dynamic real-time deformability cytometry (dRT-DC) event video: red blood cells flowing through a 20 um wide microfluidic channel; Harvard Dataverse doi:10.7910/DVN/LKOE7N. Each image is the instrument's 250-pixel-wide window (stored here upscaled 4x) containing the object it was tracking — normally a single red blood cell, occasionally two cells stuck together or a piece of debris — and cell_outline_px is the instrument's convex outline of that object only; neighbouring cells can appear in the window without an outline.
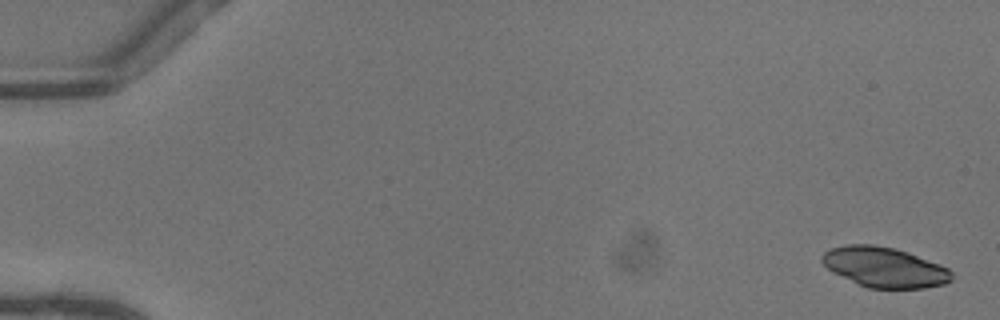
{"species": "common noctule bat (a hibernating species)", "species_latin": "Nyctalus noctula", "temperature_condition": "warm", "stored_images_in_passage": 50, "camera_frame_rate_fps": 3000, "um_per_image_px": 0.085, "animal": {"sex": "female"}, "frame": {"image": 1, "passage_image": 1, "time_ms": 0.0, "image_size_px": [1000, 320], "cell_outline_px": [[952, 280], [944, 284], [924, 288], [868, 288], [832, 272], [820, 260], [820, 256], [824, 252], [832, 248], [848, 244], [872, 244], [896, 248], [908, 252], [940, 264], [948, 268], [952, 272]], "centroid_in_image_um": [75.18, 22.7], "position_along_channel_um": 9.8, "area_um2": 30.35}}
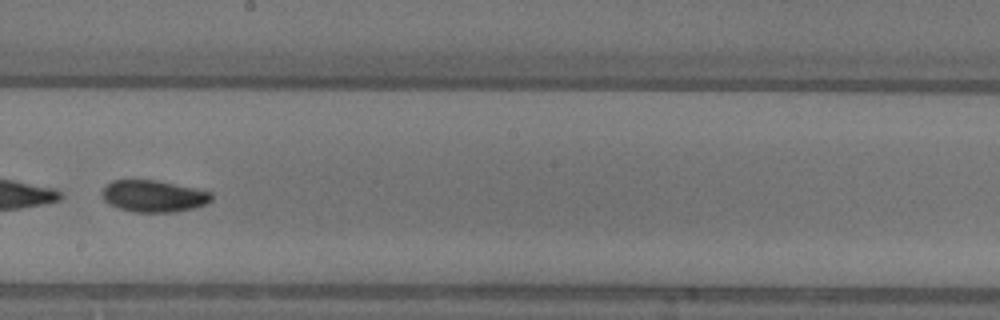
{"frame": {"image": 2, "passage_image": 30, "time_ms": 9.667, "image_size_px": [1000, 320], "cell_outline_px": [[212, 200], [204, 204], [192, 208], [172, 212], [132, 212], [108, 204], [104, 200], [100, 192], [112, 180], [156, 180], [212, 192]], "centroid_in_image_um": [13.02, 16.67], "position_along_channel_um": 235.2, "area_um2": 20.11}}
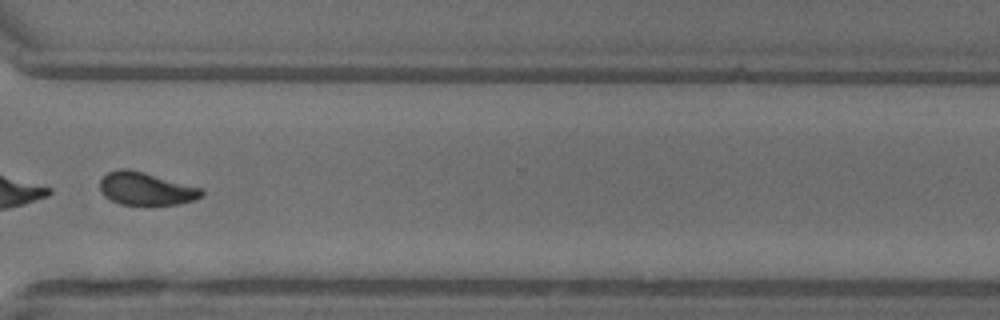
{"frame": {"image": 3, "passage_image": 39, "time_ms": 12.667, "image_size_px": [1000, 320], "cell_outline_px": [[204, 196], [196, 200], [180, 204], [120, 204], [104, 196], [100, 192], [100, 180], [108, 172], [120, 168], [128, 168], [144, 172], [204, 188]], "centroid_in_image_um": [12.45, 16.03], "position_along_channel_um": 358.1, "area_um2": 19.65}}